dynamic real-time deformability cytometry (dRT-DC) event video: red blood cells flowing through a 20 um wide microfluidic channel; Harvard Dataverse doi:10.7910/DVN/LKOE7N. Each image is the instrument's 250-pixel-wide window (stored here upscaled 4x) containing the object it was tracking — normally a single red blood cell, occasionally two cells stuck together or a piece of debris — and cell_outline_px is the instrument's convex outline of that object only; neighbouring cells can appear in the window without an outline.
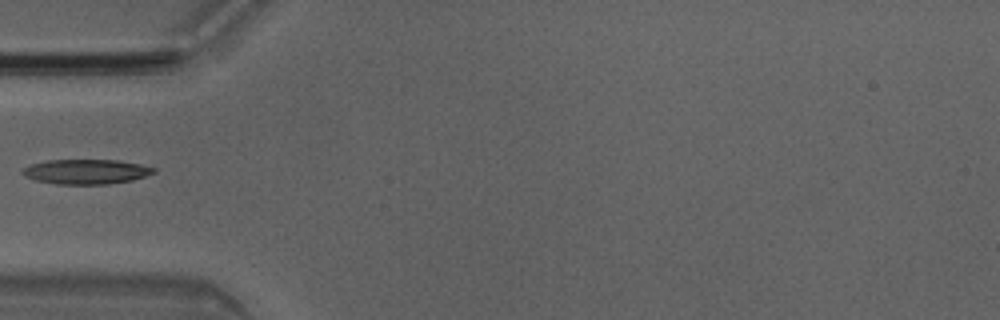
{"species": "Egyptian fruit bat (a non-hibernating species)", "species_latin": "Rousettus aegyptiacus", "temperature_condition": "room temperature", "stored_images_in_passage": 6, "camera_frame_rate_fps": 3000, "um_per_image_px": 0.085, "animal": {"sex": "male"}, "frame": {"image": 1, "passage_image": 5, "time_ms": 1.333, "image_size_px": [1000, 320], "cell_outline_px": [[156, 172], [132, 180], [108, 184], [56, 184], [36, 180], [24, 176], [20, 172], [24, 168], [32, 164], [48, 160], [120, 160], [140, 164], [156, 168]], "centroid_in_image_um": [7.33, 14.59], "position_along_channel_um": 77.7, "area_um2": 18.9}}